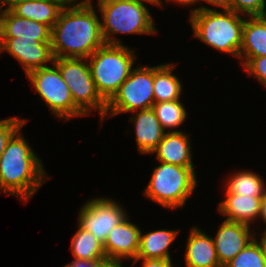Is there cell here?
I'll list each match as a JSON object with an SVG mask.
<instances>
[{
  "label": "cell",
  "instance_id": "1",
  "mask_svg": "<svg viewBox=\"0 0 266 267\" xmlns=\"http://www.w3.org/2000/svg\"><path fill=\"white\" fill-rule=\"evenodd\" d=\"M91 0L67 3L51 28L54 58H88L105 44Z\"/></svg>",
  "mask_w": 266,
  "mask_h": 267
},
{
  "label": "cell",
  "instance_id": "2",
  "mask_svg": "<svg viewBox=\"0 0 266 267\" xmlns=\"http://www.w3.org/2000/svg\"><path fill=\"white\" fill-rule=\"evenodd\" d=\"M21 129L11 136L0 156V190L27 201L47 177L41 160L24 139Z\"/></svg>",
  "mask_w": 266,
  "mask_h": 267
},
{
  "label": "cell",
  "instance_id": "3",
  "mask_svg": "<svg viewBox=\"0 0 266 267\" xmlns=\"http://www.w3.org/2000/svg\"><path fill=\"white\" fill-rule=\"evenodd\" d=\"M189 17L196 38L216 50L239 58L245 23L239 13L201 6L194 8Z\"/></svg>",
  "mask_w": 266,
  "mask_h": 267
},
{
  "label": "cell",
  "instance_id": "4",
  "mask_svg": "<svg viewBox=\"0 0 266 267\" xmlns=\"http://www.w3.org/2000/svg\"><path fill=\"white\" fill-rule=\"evenodd\" d=\"M144 2L152 4L147 0H98L97 6L102 18L101 32L105 44H123L114 38L117 33L154 34L157 32L155 21Z\"/></svg>",
  "mask_w": 266,
  "mask_h": 267
},
{
  "label": "cell",
  "instance_id": "5",
  "mask_svg": "<svg viewBox=\"0 0 266 267\" xmlns=\"http://www.w3.org/2000/svg\"><path fill=\"white\" fill-rule=\"evenodd\" d=\"M135 56L123 44H104L87 58L97 91L106 102L130 76Z\"/></svg>",
  "mask_w": 266,
  "mask_h": 267
},
{
  "label": "cell",
  "instance_id": "6",
  "mask_svg": "<svg viewBox=\"0 0 266 267\" xmlns=\"http://www.w3.org/2000/svg\"><path fill=\"white\" fill-rule=\"evenodd\" d=\"M194 168L160 162L144 190V195L165 208H178L186 204L197 186Z\"/></svg>",
  "mask_w": 266,
  "mask_h": 267
},
{
  "label": "cell",
  "instance_id": "7",
  "mask_svg": "<svg viewBox=\"0 0 266 267\" xmlns=\"http://www.w3.org/2000/svg\"><path fill=\"white\" fill-rule=\"evenodd\" d=\"M53 63L69 87L74 104L85 116L98 110L103 121L107 102L97 91L87 58H54Z\"/></svg>",
  "mask_w": 266,
  "mask_h": 267
},
{
  "label": "cell",
  "instance_id": "8",
  "mask_svg": "<svg viewBox=\"0 0 266 267\" xmlns=\"http://www.w3.org/2000/svg\"><path fill=\"white\" fill-rule=\"evenodd\" d=\"M46 66L28 73L26 76L33 84L41 99L48 105L57 118L69 120L85 114L74 104L69 87L66 85L58 67Z\"/></svg>",
  "mask_w": 266,
  "mask_h": 267
},
{
  "label": "cell",
  "instance_id": "9",
  "mask_svg": "<svg viewBox=\"0 0 266 267\" xmlns=\"http://www.w3.org/2000/svg\"><path fill=\"white\" fill-rule=\"evenodd\" d=\"M153 67L132 69L130 76L107 102L105 117L152 108L154 104Z\"/></svg>",
  "mask_w": 266,
  "mask_h": 267
},
{
  "label": "cell",
  "instance_id": "10",
  "mask_svg": "<svg viewBox=\"0 0 266 267\" xmlns=\"http://www.w3.org/2000/svg\"><path fill=\"white\" fill-rule=\"evenodd\" d=\"M127 217L125 210L108 198L90 199L80 209L78 224L104 244L109 232Z\"/></svg>",
  "mask_w": 266,
  "mask_h": 267
},
{
  "label": "cell",
  "instance_id": "11",
  "mask_svg": "<svg viewBox=\"0 0 266 267\" xmlns=\"http://www.w3.org/2000/svg\"><path fill=\"white\" fill-rule=\"evenodd\" d=\"M7 52L18 60L26 73L46 67L45 63L54 61L51 42H39L33 39L0 38V54Z\"/></svg>",
  "mask_w": 266,
  "mask_h": 267
},
{
  "label": "cell",
  "instance_id": "12",
  "mask_svg": "<svg viewBox=\"0 0 266 267\" xmlns=\"http://www.w3.org/2000/svg\"><path fill=\"white\" fill-rule=\"evenodd\" d=\"M250 226L244 223L225 220L212 238L220 265L224 267L241 252L255 237Z\"/></svg>",
  "mask_w": 266,
  "mask_h": 267
},
{
  "label": "cell",
  "instance_id": "13",
  "mask_svg": "<svg viewBox=\"0 0 266 267\" xmlns=\"http://www.w3.org/2000/svg\"><path fill=\"white\" fill-rule=\"evenodd\" d=\"M140 232V228L130 222L128 216L123 219L109 232L103 244L107 260L136 259Z\"/></svg>",
  "mask_w": 266,
  "mask_h": 267
},
{
  "label": "cell",
  "instance_id": "14",
  "mask_svg": "<svg viewBox=\"0 0 266 267\" xmlns=\"http://www.w3.org/2000/svg\"><path fill=\"white\" fill-rule=\"evenodd\" d=\"M0 38L51 42V29L42 23L18 17L10 10H3L0 14Z\"/></svg>",
  "mask_w": 266,
  "mask_h": 267
},
{
  "label": "cell",
  "instance_id": "15",
  "mask_svg": "<svg viewBox=\"0 0 266 267\" xmlns=\"http://www.w3.org/2000/svg\"><path fill=\"white\" fill-rule=\"evenodd\" d=\"M190 141L182 130H168L152 154L159 162L193 168Z\"/></svg>",
  "mask_w": 266,
  "mask_h": 267
},
{
  "label": "cell",
  "instance_id": "16",
  "mask_svg": "<svg viewBox=\"0 0 266 267\" xmlns=\"http://www.w3.org/2000/svg\"><path fill=\"white\" fill-rule=\"evenodd\" d=\"M130 120L134 122L135 137L141 154H152L165 135L160 121L152 108L135 111Z\"/></svg>",
  "mask_w": 266,
  "mask_h": 267
},
{
  "label": "cell",
  "instance_id": "17",
  "mask_svg": "<svg viewBox=\"0 0 266 267\" xmlns=\"http://www.w3.org/2000/svg\"><path fill=\"white\" fill-rule=\"evenodd\" d=\"M186 247V267H222L212 237L196 226L191 229Z\"/></svg>",
  "mask_w": 266,
  "mask_h": 267
},
{
  "label": "cell",
  "instance_id": "18",
  "mask_svg": "<svg viewBox=\"0 0 266 267\" xmlns=\"http://www.w3.org/2000/svg\"><path fill=\"white\" fill-rule=\"evenodd\" d=\"M266 56V15L249 16L243 26L239 58L244 66L251 58Z\"/></svg>",
  "mask_w": 266,
  "mask_h": 267
},
{
  "label": "cell",
  "instance_id": "19",
  "mask_svg": "<svg viewBox=\"0 0 266 267\" xmlns=\"http://www.w3.org/2000/svg\"><path fill=\"white\" fill-rule=\"evenodd\" d=\"M225 194V200H222L218 207L220 213L227 217L225 220L250 226L251 222L260 217L262 198L234 193Z\"/></svg>",
  "mask_w": 266,
  "mask_h": 267
},
{
  "label": "cell",
  "instance_id": "20",
  "mask_svg": "<svg viewBox=\"0 0 266 267\" xmlns=\"http://www.w3.org/2000/svg\"><path fill=\"white\" fill-rule=\"evenodd\" d=\"M66 4L64 0H26L9 10L18 17L31 19L51 29Z\"/></svg>",
  "mask_w": 266,
  "mask_h": 267
},
{
  "label": "cell",
  "instance_id": "21",
  "mask_svg": "<svg viewBox=\"0 0 266 267\" xmlns=\"http://www.w3.org/2000/svg\"><path fill=\"white\" fill-rule=\"evenodd\" d=\"M177 234V230L167 229L147 232L144 235L140 232L139 249L136 258L171 260L168 249L176 239Z\"/></svg>",
  "mask_w": 266,
  "mask_h": 267
},
{
  "label": "cell",
  "instance_id": "22",
  "mask_svg": "<svg viewBox=\"0 0 266 267\" xmlns=\"http://www.w3.org/2000/svg\"><path fill=\"white\" fill-rule=\"evenodd\" d=\"M174 64L153 66V91L155 102L179 100L182 93V84L176 75H173Z\"/></svg>",
  "mask_w": 266,
  "mask_h": 267
},
{
  "label": "cell",
  "instance_id": "23",
  "mask_svg": "<svg viewBox=\"0 0 266 267\" xmlns=\"http://www.w3.org/2000/svg\"><path fill=\"white\" fill-rule=\"evenodd\" d=\"M226 181V193H234L241 196L251 195L262 199L266 196V186L263 179L252 171L236 172Z\"/></svg>",
  "mask_w": 266,
  "mask_h": 267
},
{
  "label": "cell",
  "instance_id": "24",
  "mask_svg": "<svg viewBox=\"0 0 266 267\" xmlns=\"http://www.w3.org/2000/svg\"><path fill=\"white\" fill-rule=\"evenodd\" d=\"M78 230L72 237L71 251L74 259L107 260L103 244L78 224Z\"/></svg>",
  "mask_w": 266,
  "mask_h": 267
},
{
  "label": "cell",
  "instance_id": "25",
  "mask_svg": "<svg viewBox=\"0 0 266 267\" xmlns=\"http://www.w3.org/2000/svg\"><path fill=\"white\" fill-rule=\"evenodd\" d=\"M152 109L164 130L179 127L187 117L186 109L180 99L154 102Z\"/></svg>",
  "mask_w": 266,
  "mask_h": 267
},
{
  "label": "cell",
  "instance_id": "26",
  "mask_svg": "<svg viewBox=\"0 0 266 267\" xmlns=\"http://www.w3.org/2000/svg\"><path fill=\"white\" fill-rule=\"evenodd\" d=\"M256 237L224 267H266L263 253Z\"/></svg>",
  "mask_w": 266,
  "mask_h": 267
},
{
  "label": "cell",
  "instance_id": "27",
  "mask_svg": "<svg viewBox=\"0 0 266 267\" xmlns=\"http://www.w3.org/2000/svg\"><path fill=\"white\" fill-rule=\"evenodd\" d=\"M265 0H233L232 10L241 15L264 16L266 15Z\"/></svg>",
  "mask_w": 266,
  "mask_h": 267
},
{
  "label": "cell",
  "instance_id": "28",
  "mask_svg": "<svg viewBox=\"0 0 266 267\" xmlns=\"http://www.w3.org/2000/svg\"><path fill=\"white\" fill-rule=\"evenodd\" d=\"M26 122L27 120L16 117L0 120V156L11 136Z\"/></svg>",
  "mask_w": 266,
  "mask_h": 267
},
{
  "label": "cell",
  "instance_id": "29",
  "mask_svg": "<svg viewBox=\"0 0 266 267\" xmlns=\"http://www.w3.org/2000/svg\"><path fill=\"white\" fill-rule=\"evenodd\" d=\"M243 67L266 87V56L251 58Z\"/></svg>",
  "mask_w": 266,
  "mask_h": 267
},
{
  "label": "cell",
  "instance_id": "30",
  "mask_svg": "<svg viewBox=\"0 0 266 267\" xmlns=\"http://www.w3.org/2000/svg\"><path fill=\"white\" fill-rule=\"evenodd\" d=\"M138 260L143 261V267H173L172 260L168 259H145V258H136L133 260V265L138 262Z\"/></svg>",
  "mask_w": 266,
  "mask_h": 267
},
{
  "label": "cell",
  "instance_id": "31",
  "mask_svg": "<svg viewBox=\"0 0 266 267\" xmlns=\"http://www.w3.org/2000/svg\"><path fill=\"white\" fill-rule=\"evenodd\" d=\"M107 260H83V259H74L69 264L63 267H99L103 262Z\"/></svg>",
  "mask_w": 266,
  "mask_h": 267
},
{
  "label": "cell",
  "instance_id": "32",
  "mask_svg": "<svg viewBox=\"0 0 266 267\" xmlns=\"http://www.w3.org/2000/svg\"><path fill=\"white\" fill-rule=\"evenodd\" d=\"M206 1V3H209L211 5H215L216 7H221L224 10H232V2L233 0H202Z\"/></svg>",
  "mask_w": 266,
  "mask_h": 267
},
{
  "label": "cell",
  "instance_id": "33",
  "mask_svg": "<svg viewBox=\"0 0 266 267\" xmlns=\"http://www.w3.org/2000/svg\"><path fill=\"white\" fill-rule=\"evenodd\" d=\"M23 1H26V0H0V7H1L2 11H3V7L4 6H5V9L4 10H9L15 4L20 3V2H23Z\"/></svg>",
  "mask_w": 266,
  "mask_h": 267
},
{
  "label": "cell",
  "instance_id": "34",
  "mask_svg": "<svg viewBox=\"0 0 266 267\" xmlns=\"http://www.w3.org/2000/svg\"><path fill=\"white\" fill-rule=\"evenodd\" d=\"M260 239H261V241L258 242V244L261 247V250H262V253H263V257H264V261L266 263V229L262 233V236H261Z\"/></svg>",
  "mask_w": 266,
  "mask_h": 267
},
{
  "label": "cell",
  "instance_id": "35",
  "mask_svg": "<svg viewBox=\"0 0 266 267\" xmlns=\"http://www.w3.org/2000/svg\"><path fill=\"white\" fill-rule=\"evenodd\" d=\"M99 267H123L121 261L107 260L103 262Z\"/></svg>",
  "mask_w": 266,
  "mask_h": 267
},
{
  "label": "cell",
  "instance_id": "36",
  "mask_svg": "<svg viewBox=\"0 0 266 267\" xmlns=\"http://www.w3.org/2000/svg\"><path fill=\"white\" fill-rule=\"evenodd\" d=\"M266 223V196L261 201V212L260 217Z\"/></svg>",
  "mask_w": 266,
  "mask_h": 267
},
{
  "label": "cell",
  "instance_id": "37",
  "mask_svg": "<svg viewBox=\"0 0 266 267\" xmlns=\"http://www.w3.org/2000/svg\"><path fill=\"white\" fill-rule=\"evenodd\" d=\"M167 2H170L171 0H166ZM175 1L176 3L180 4V5H192V4H195L196 2L198 1H201V0H173Z\"/></svg>",
  "mask_w": 266,
  "mask_h": 267
},
{
  "label": "cell",
  "instance_id": "38",
  "mask_svg": "<svg viewBox=\"0 0 266 267\" xmlns=\"http://www.w3.org/2000/svg\"><path fill=\"white\" fill-rule=\"evenodd\" d=\"M147 1H149V2H151L152 4H154V5H163L162 3V0H147Z\"/></svg>",
  "mask_w": 266,
  "mask_h": 267
},
{
  "label": "cell",
  "instance_id": "39",
  "mask_svg": "<svg viewBox=\"0 0 266 267\" xmlns=\"http://www.w3.org/2000/svg\"><path fill=\"white\" fill-rule=\"evenodd\" d=\"M66 3H77L78 0H64Z\"/></svg>",
  "mask_w": 266,
  "mask_h": 267
}]
</instances>
